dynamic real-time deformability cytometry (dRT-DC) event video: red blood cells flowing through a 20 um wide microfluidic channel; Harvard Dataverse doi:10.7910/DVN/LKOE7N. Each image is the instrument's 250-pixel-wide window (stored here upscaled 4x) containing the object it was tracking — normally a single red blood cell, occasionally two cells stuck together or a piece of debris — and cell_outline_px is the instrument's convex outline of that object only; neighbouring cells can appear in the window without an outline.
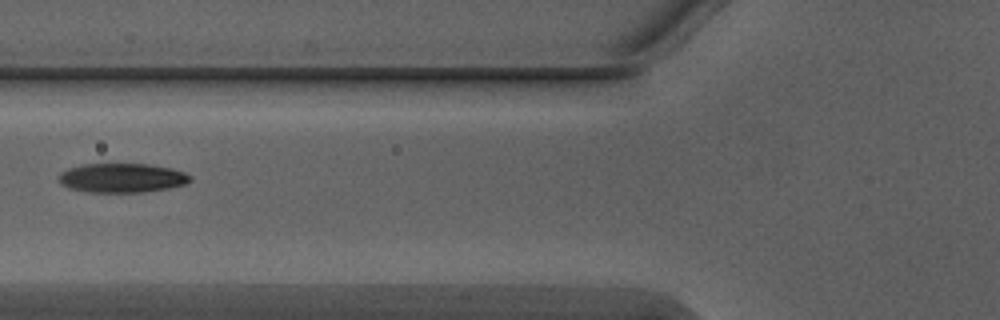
{"species": "Egyptian fruit bat (a non-hibernating species)", "species_latin": "Rousettus aegyptiacus", "temperature_condition": "warm", "stored_images_in_passage": 2, "camera_frame_rate_fps": 3000, "um_per_image_px": 0.085, "animal": {"sex": "male"}, "frame": {"image": 1, "passage_image": 2, "time_ms": 0.333, "image_size_px": [1000, 320], "cell_outline_px": [[192, 180], [184, 184], [168, 188], [144, 192], [88, 192], [68, 188], [60, 184], [60, 172], [68, 168], [84, 164], [148, 164], [172, 168], [184, 172], [192, 176]], "centroid_in_image_um": [10.37, 15.12], "position_along_channel_um": 115.4, "area_um2": 22.43}}